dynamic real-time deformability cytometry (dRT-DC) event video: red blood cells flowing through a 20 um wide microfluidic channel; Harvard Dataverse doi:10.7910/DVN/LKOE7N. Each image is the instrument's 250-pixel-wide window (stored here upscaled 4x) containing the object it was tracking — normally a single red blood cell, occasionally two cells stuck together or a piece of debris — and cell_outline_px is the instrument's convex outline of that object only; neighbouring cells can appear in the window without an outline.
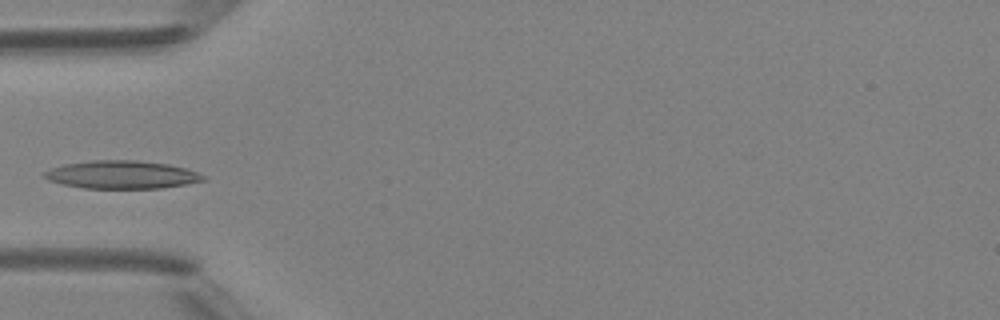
{"species": "Egyptian fruit bat (a non-hibernating species)", "species_latin": "Rousettus aegyptiacus", "temperature_condition": "room temperature", "stored_images_in_passage": 4, "camera_frame_rate_fps": 3000, "um_per_image_px": 0.085, "animal": {"sex": "female"}, "frame": {"image": 1, "passage_image": 4, "time_ms": 3.333, "image_size_px": [1000, 320], "cell_outline_px": [[208, 180], [160, 188], [84, 188], [64, 184], [48, 180], [44, 176], [44, 172], [52, 168], [64, 164], [92, 160], [136, 160], [168, 164], [184, 168], [196, 172], [204, 176]], "centroid_in_image_um": [10.35, 14.84], "position_along_channel_um": 74.6, "area_um2": 25.66}}